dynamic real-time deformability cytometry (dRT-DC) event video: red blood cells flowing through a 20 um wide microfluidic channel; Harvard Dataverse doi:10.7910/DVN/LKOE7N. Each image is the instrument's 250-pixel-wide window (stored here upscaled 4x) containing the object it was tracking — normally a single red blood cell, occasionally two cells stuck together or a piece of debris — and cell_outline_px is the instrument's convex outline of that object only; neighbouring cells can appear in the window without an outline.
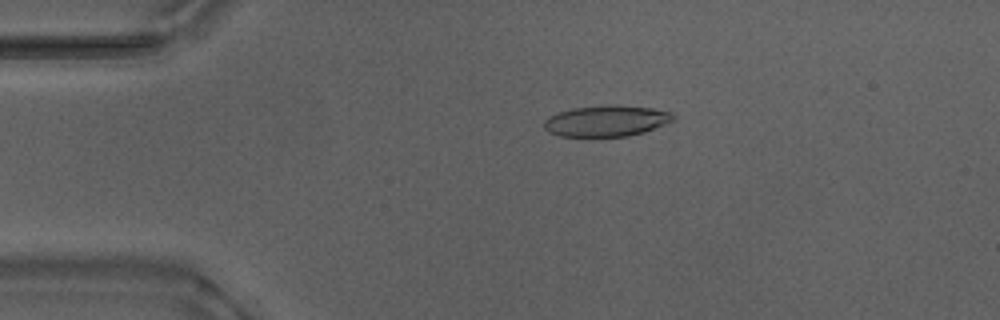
{"species": "Egyptian fruit bat (a non-hibernating species)", "species_latin": "Rousettus aegyptiacus", "temperature_condition": "warm", "stored_images_in_passage": 47, "camera_frame_rate_fps": 3000, "um_per_image_px": 0.085, "animal": {"sex": "male"}, "frame": {"image": 1, "passage_image": 5, "time_ms": 1.333, "image_size_px": [1000, 320], "cell_outline_px": [[676, 120], [644, 132], [628, 136], [560, 136], [548, 132], [544, 128], [544, 120], [548, 116], [572, 108], [616, 104], [652, 108], [672, 112], [676, 116]], "centroid_in_image_um": [51.58, 10.27], "position_along_channel_um": 33.4, "area_um2": 23.52}}
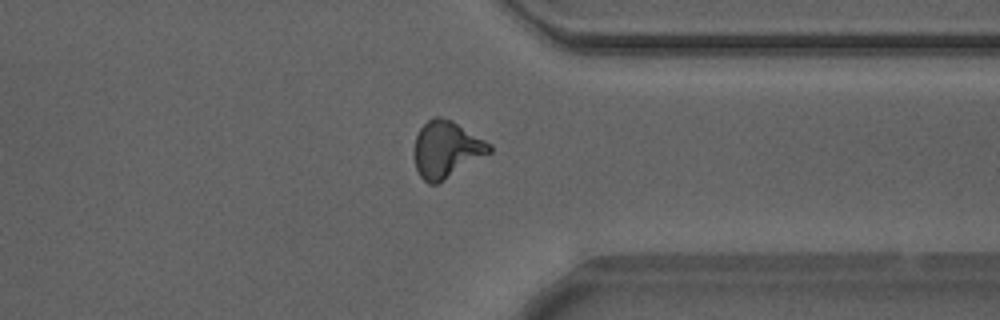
{"frame": {"image": 2, "passage_image": 35, "time_ms": 11.333, "image_size_px": [1000, 320], "cell_outline_px": [[492, 152], [436, 184], [428, 184], [420, 176], [416, 168], [416, 136], [420, 128], [428, 120], [436, 116], [440, 116], [452, 120], [492, 144]], "centroid_in_image_um": [37.97, 12.68], "position_along_channel_um": 373.4, "area_um2": 24.45}}
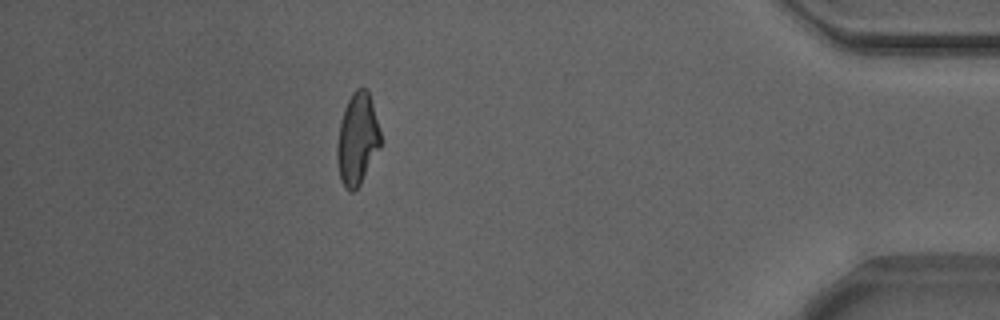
{"frame": {"image": 3, "passage_image": 41, "time_ms": 13.333, "image_size_px": [1000, 320], "cell_outline_px": [[380, 148], [360, 184], [352, 192], [348, 192], [344, 188], [340, 180], [336, 160], [336, 148], [340, 124], [344, 108], [352, 92], [356, 88], [368, 88], [380, 128]], "centroid_in_image_um": [30.36, 11.83], "position_along_channel_um": 404.8, "area_um2": 23.47}, "authors_computed_cell_mechanics": {"area_um2": 23.5824, "velocity_mm_per_s": 3.8794, "shape_relaxation_time_tau1_ms": 8.1262, "shape_relaxation_time_tau2_ms": 1.8116, "deformation_change_tau1": 0.2408, "deformation_change_tau2": 0.1067}}